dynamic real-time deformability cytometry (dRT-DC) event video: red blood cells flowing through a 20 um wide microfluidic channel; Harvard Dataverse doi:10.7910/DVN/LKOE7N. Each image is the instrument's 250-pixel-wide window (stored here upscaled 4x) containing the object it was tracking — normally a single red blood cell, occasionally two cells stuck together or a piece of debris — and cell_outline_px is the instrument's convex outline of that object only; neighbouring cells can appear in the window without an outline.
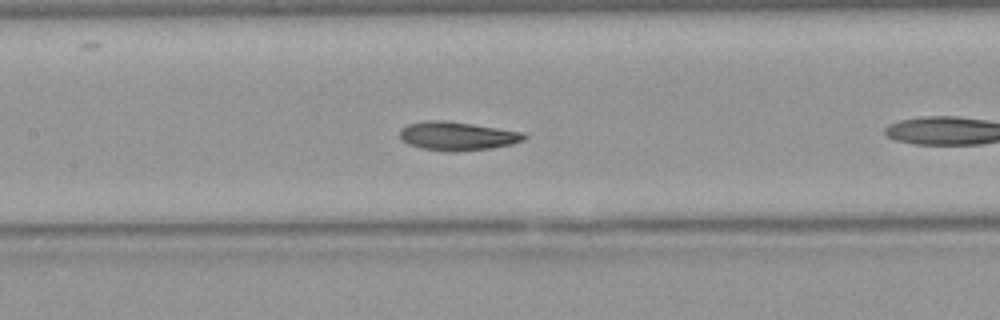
{"species": "Egyptian fruit bat (a non-hibernating species)", "species_latin": "Rousettus aegyptiacus", "temperature_condition": "warm", "stored_images_in_passage": 17, "camera_frame_rate_fps": 3000, "um_per_image_px": 0.085, "animal": {"sex": "female"}, "frame": {"image": 1, "passage_image": 10, "time_ms": 3.0, "image_size_px": [1000, 320], "cell_outline_px": [[528, 136], [524, 140], [512, 144], [492, 148], [452, 152], [420, 148], [408, 144], [400, 140], [400, 128], [408, 124], [424, 120], [444, 120], [472, 124], [524, 132]], "centroid_in_image_um": [38.85, 11.56], "position_along_channel_um": 168.5, "area_um2": 20.92}}